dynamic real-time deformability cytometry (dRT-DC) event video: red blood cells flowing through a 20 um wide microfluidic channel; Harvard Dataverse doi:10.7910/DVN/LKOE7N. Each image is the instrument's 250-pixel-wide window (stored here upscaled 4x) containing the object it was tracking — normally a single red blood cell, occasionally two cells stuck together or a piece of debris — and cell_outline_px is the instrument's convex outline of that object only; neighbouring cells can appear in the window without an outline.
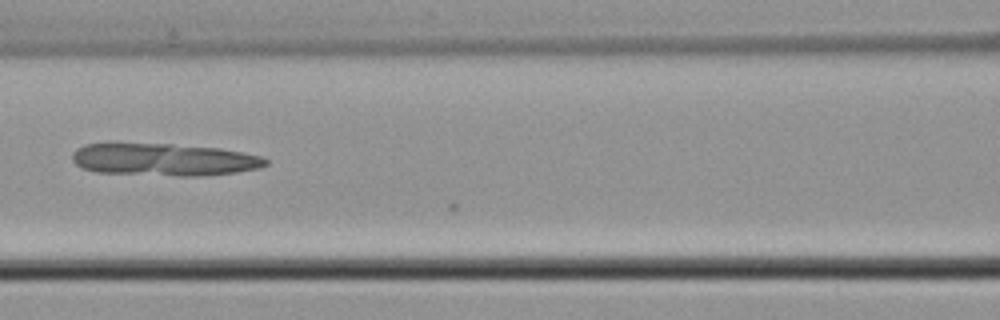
{"species": "common noctule bat (a hibernating species)", "species_latin": "Nyctalus noctula", "temperature_condition": "cold", "stored_images_in_passage": 7, "camera_frame_rate_fps": 3000, "um_per_image_px": 0.085, "animal": {"sex": "male", "body_mass_g": 21.5, "forearm_length_mm": 52.0}, "frame": {"image": 1, "passage_image": 6, "time_ms": 1.667, "image_size_px": [1000, 320], "cell_outline_px": [[268, 164], [260, 168], [236, 172], [200, 176], [180, 176], [96, 172], [84, 168], [76, 164], [72, 160], [72, 152], [76, 148], [84, 144], [108, 140], [112, 140], [172, 144], [220, 148], [260, 156], [268, 160]], "centroid_in_image_um": [13.81, 13.52], "position_along_channel_um": 152.8, "area_um2": 37.69}}